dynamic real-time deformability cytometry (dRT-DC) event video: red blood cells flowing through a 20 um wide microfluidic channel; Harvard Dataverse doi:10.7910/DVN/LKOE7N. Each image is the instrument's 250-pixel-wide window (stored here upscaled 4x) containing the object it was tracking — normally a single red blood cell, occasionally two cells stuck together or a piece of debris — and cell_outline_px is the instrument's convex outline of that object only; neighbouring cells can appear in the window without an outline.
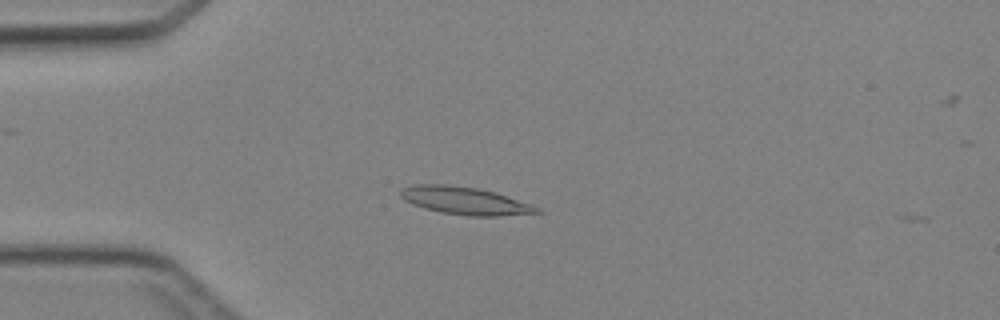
{"species": "Egyptian fruit bat (a non-hibernating species)", "species_latin": "Rousettus aegyptiacus", "temperature_condition": "cold", "stored_images_in_passage": 16, "camera_frame_rate_fps": 3000, "um_per_image_px": 0.085, "animal": {"sex": "female"}, "frame": {"image": 1, "passage_image": 13, "time_ms": 4.0, "image_size_px": [1000, 320], "cell_outline_px": [[544, 212], [500, 216], [468, 216], [440, 212], [424, 208], [412, 204], [404, 200], [400, 196], [400, 192], [404, 188], [412, 184], [444, 184], [476, 188], [496, 192], [532, 204], [540, 208]], "centroid_in_image_um": [39.54, 17.07], "position_along_channel_um": 45.5, "area_um2": 22.08}}